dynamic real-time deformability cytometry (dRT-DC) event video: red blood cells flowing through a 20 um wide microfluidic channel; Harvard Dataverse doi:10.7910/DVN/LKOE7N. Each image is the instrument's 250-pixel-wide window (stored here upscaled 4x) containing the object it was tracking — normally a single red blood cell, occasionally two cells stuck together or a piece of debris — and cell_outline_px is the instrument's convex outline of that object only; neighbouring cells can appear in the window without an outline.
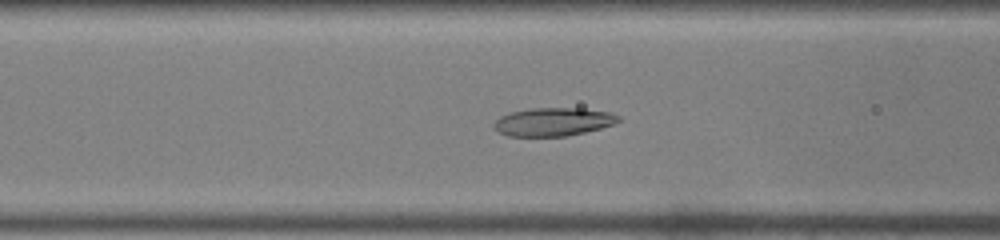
{"species": "common noctule bat (a hibernating species)", "species_latin": "Nyctalus noctula", "temperature_condition": "warm", "stored_images_in_passage": 36, "camera_frame_rate_fps": 3000, "um_per_image_px": 0.085, "animal": {"sex": "male", "body_mass_g": 19.0, "forearm_length_mm": 50.8}, "frame": {"image": 1, "passage_image": 6, "time_ms": 1.667, "image_size_px": [1000, 240], "cell_outline_px": [[620, 120], [612, 124], [600, 128], [568, 136], [508, 136], [500, 132], [492, 124], [500, 116], [512, 112], [532, 108], [580, 108], [608, 112], [620, 116]], "centroid_in_image_um": [47.02, 10.35], "position_along_channel_um": 119.6, "area_um2": 20.29}}
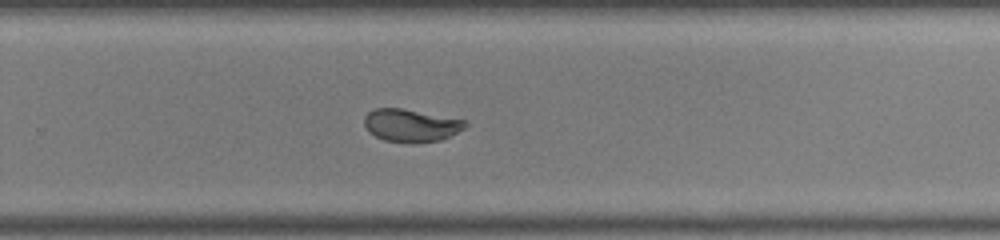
{"frame": {"image": 2, "passage_image": 19, "time_ms": 6.0, "image_size_px": [1000, 240], "cell_outline_px": [[468, 124], [464, 128], [452, 136], [440, 140], [416, 144], [412, 144], [384, 140], [368, 132], [364, 124], [364, 116], [368, 112], [376, 108], [400, 108], [468, 120]], "centroid_in_image_um": [34.95, 10.67], "position_along_channel_um": 294.8, "area_um2": 19.59}}
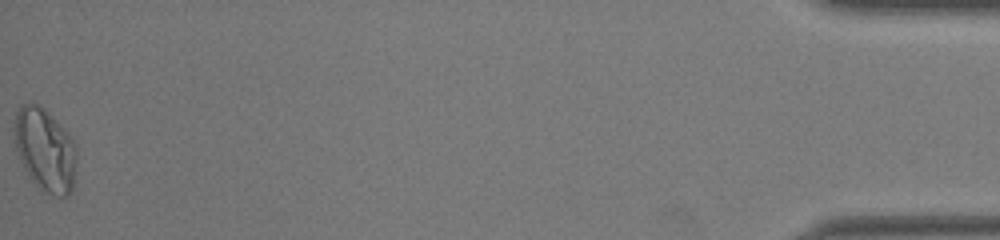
{"frame": {"image": 3, "passage_image": 36, "time_ms": 11.667, "image_size_px": [1000, 240], "cell_outline_px": [[76, 172], [72, 188], [68, 196], [56, 196], [44, 192], [36, 188], [28, 176], [20, 160], [12, 140], [12, 128], [16, 112], [20, 104], [32, 100], [44, 108], [52, 116], [76, 144]], "centroid_in_image_um": [3.78, 12.72], "position_along_channel_um": 431.4, "area_um2": 30.98}, "authors_computed_cell_mechanics": {"area_um2": 20.0855, "velocity_mm_per_s": 4.0543, "shape_relaxation_time_tau1_ms": 10.3178, "shape_relaxation_time_tau2_ms": null, "deformation_change_tau1": 0.2916, "deformation_change_tau2": null}}